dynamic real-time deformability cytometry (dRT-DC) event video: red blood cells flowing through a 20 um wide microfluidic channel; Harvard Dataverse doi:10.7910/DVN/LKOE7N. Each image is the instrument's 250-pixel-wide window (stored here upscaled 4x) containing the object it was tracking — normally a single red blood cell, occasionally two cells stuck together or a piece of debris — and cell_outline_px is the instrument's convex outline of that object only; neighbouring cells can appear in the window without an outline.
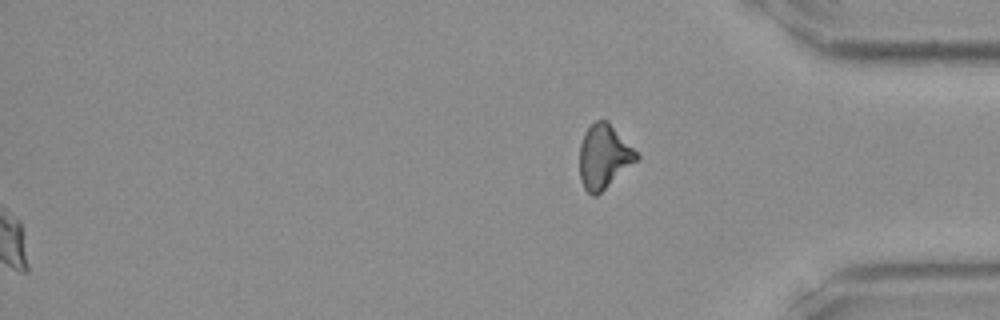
{"species": "Egyptian fruit bat (a non-hibernating species)", "species_latin": "Rousettus aegyptiacus", "temperature_condition": "room temperature", "stored_images_in_passage": 37, "segment_of_instrument_passage": [2, 2], "camera_frame_rate_fps": 3000, "um_per_image_px": 0.085, "frame": {"image": 1, "passage_image": 37, "time_ms": 12.0, "image_size_px": [1000, 320], "cell_outline_px": [[640, 156], [636, 160], [596, 196], [592, 196], [584, 188], [580, 180], [580, 144], [584, 132], [596, 120], [608, 120]], "centroid_in_image_um": [51.3, 13.29], "position_along_channel_um": 383.9, "area_um2": 20.87}}